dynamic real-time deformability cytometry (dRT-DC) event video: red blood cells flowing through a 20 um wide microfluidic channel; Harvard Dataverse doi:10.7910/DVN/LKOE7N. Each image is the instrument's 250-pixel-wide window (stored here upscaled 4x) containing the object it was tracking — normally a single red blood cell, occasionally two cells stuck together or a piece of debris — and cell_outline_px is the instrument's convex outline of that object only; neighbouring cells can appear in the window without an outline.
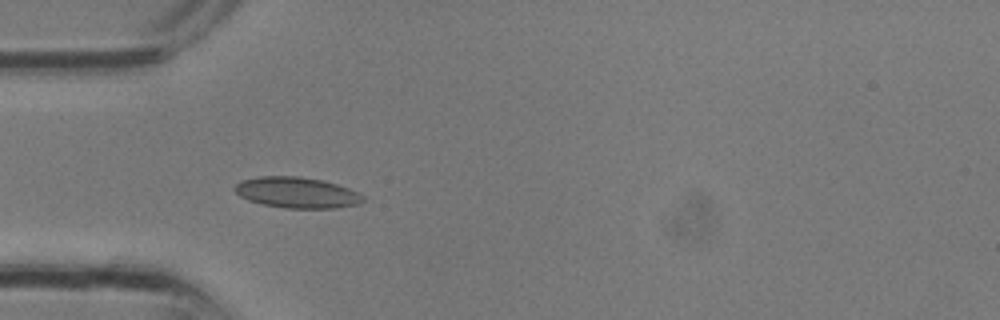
{"species": "common noctule bat (a hibernating species)", "species_latin": "Nyctalus noctula", "temperature_condition": "room temperature", "stored_images_in_passage": 30, "camera_frame_rate_fps": 3000, "um_per_image_px": 0.085, "animal": {"sex": "male", "body_mass_g": 13.3}, "frame": {"image": 1, "passage_image": 9, "time_ms": 2.667, "image_size_px": [1000, 320], "cell_outline_px": [[368, 200], [360, 204], [336, 208], [284, 208], [264, 204], [248, 200], [240, 196], [232, 188], [240, 180], [260, 176], [296, 176], [324, 180], [348, 188], [364, 196]], "centroid_in_image_um": [25.25, 16.37], "position_along_channel_um": 59.8, "area_um2": 23.24}}
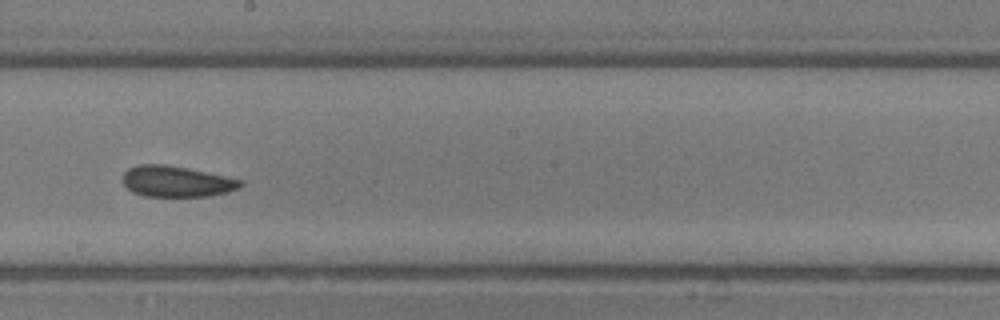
{"frame": {"image": 2, "passage_image": 17, "time_ms": 5.333, "image_size_px": [1000, 320], "cell_outline_px": [[244, 184], [240, 188], [228, 192], [212, 196], [144, 196], [132, 192], [120, 180], [124, 172], [128, 168], [140, 164], [164, 164], [188, 168], [228, 176], [244, 180]], "centroid_in_image_um": [15.03, 15.42], "position_along_channel_um": 233.2, "area_um2": 21.62}}
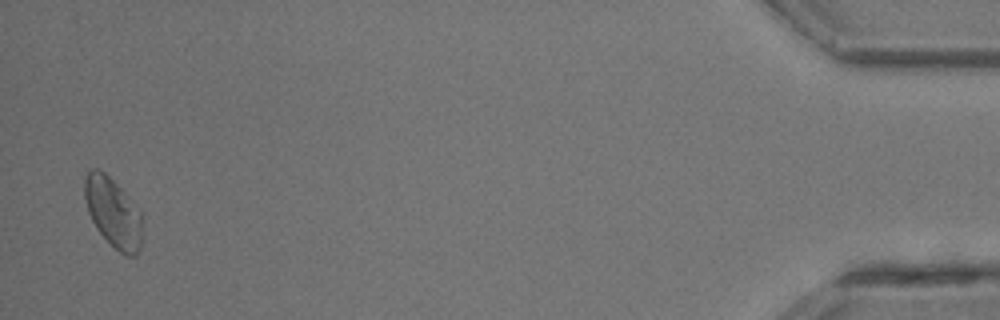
{"frame": {"image": 3, "passage_image": 30, "time_ms": 9.667, "image_size_px": [1000, 320], "cell_outline_px": [[140, 248], [136, 256], [128, 256], [120, 252], [96, 228], [88, 212], [84, 196], [84, 176], [92, 168], [96, 168], [104, 172], [120, 188], [140, 212]], "centroid_in_image_um": [9.57, 18.04], "position_along_channel_um": 425.6, "area_um2": 22.66}}